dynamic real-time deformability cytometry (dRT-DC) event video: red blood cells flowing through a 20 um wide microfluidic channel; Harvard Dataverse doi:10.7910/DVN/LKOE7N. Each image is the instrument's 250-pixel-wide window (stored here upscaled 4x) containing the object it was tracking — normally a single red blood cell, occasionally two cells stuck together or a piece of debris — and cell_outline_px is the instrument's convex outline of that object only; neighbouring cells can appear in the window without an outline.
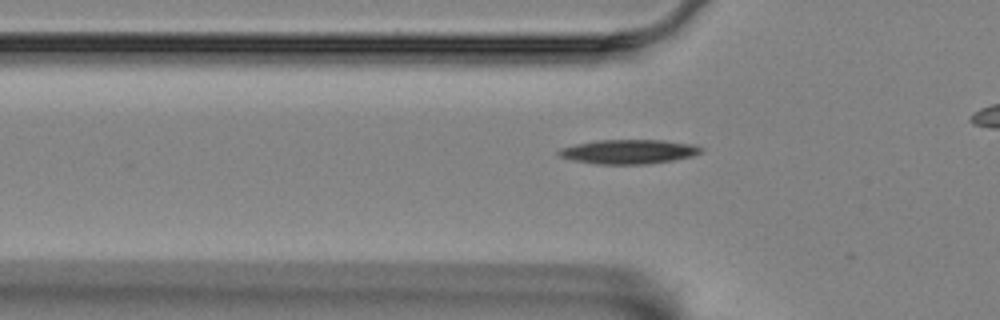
{"species": "Egyptian fruit bat (a non-hibernating species)", "species_latin": "Rousettus aegyptiacus", "temperature_condition": "room temperature", "stored_images_in_passage": 20, "camera_frame_rate_fps": 3000, "um_per_image_px": 0.085, "animal": {"sex": "female"}, "frame": {"image": 1, "passage_image": 9, "time_ms": 2.667, "image_size_px": [1000, 320], "cell_outline_px": [[704, 148], [700, 152], [692, 156], [672, 160], [644, 164], [596, 164], [572, 160], [560, 156], [556, 152], [560, 148], [576, 144], [596, 140], [664, 140], [692, 144]], "centroid_in_image_um": [53.41, 12.89], "position_along_channel_um": 72.4, "area_um2": 20.06}}
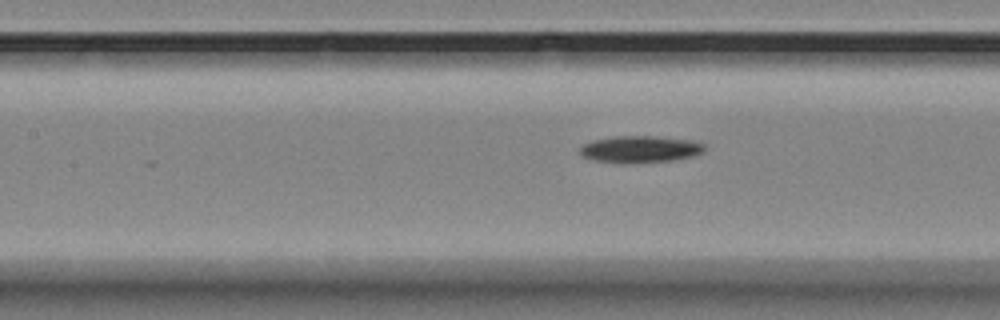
{"frame": {"image": 2, "passage_image": 16, "time_ms": 5.0, "image_size_px": [1000, 320], "cell_outline_px": [[704, 152], [692, 156], [672, 160], [632, 164], [624, 164], [596, 160], [584, 156], [580, 152], [580, 148], [584, 144], [592, 140], [616, 136], [652, 136], [696, 140], [704, 144]], "centroid_in_image_um": [54.44, 12.68], "position_along_channel_um": 153.0, "area_um2": 19.59}}
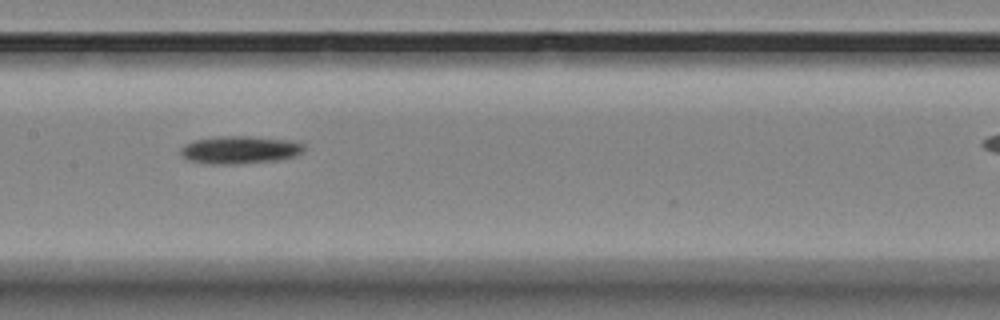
{"frame": {"image": 3, "passage_image": 19, "time_ms": 6.0, "image_size_px": [1000, 320], "cell_outline_px": [[304, 152], [296, 156], [276, 160], [236, 164], [212, 164], [188, 160], [180, 156], [180, 148], [184, 144], [196, 140], [216, 136], [248, 136], [300, 140], [304, 144]], "centroid_in_image_um": [20.43, 12.72], "position_along_channel_um": 187.0, "area_um2": 20.35}}